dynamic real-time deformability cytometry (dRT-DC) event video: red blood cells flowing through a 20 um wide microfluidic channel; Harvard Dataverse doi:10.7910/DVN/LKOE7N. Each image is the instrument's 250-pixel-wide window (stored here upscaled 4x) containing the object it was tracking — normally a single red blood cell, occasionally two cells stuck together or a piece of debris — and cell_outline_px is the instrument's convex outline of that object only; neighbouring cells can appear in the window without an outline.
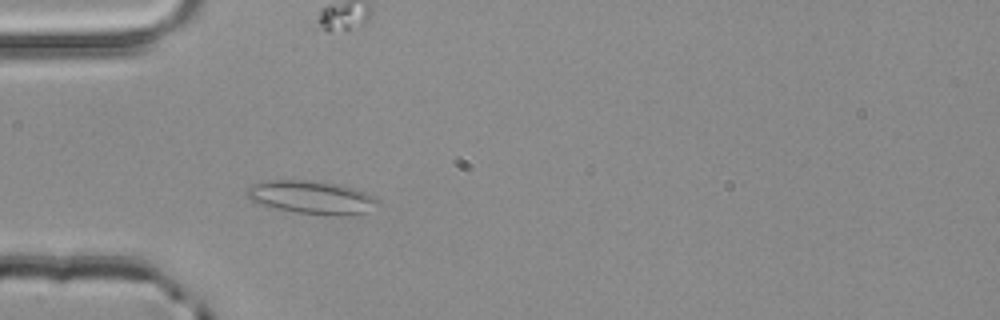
{"species": "common noctule bat (a hibernating species)", "species_latin": "Nyctalus noctula", "temperature_condition": "room temperature", "stored_images_in_passage": 2, "camera_frame_rate_fps": 3000, "um_per_image_px": 0.085, "animal": {"sex": "male", "body_mass_g": 20.4}, "frame": {"image": 1, "passage_image": 2, "time_ms": 0.333, "image_size_px": [1000, 320], "cell_outline_px": [[380, 204], [364, 212], [344, 216], [336, 216], [296, 212], [276, 208], [260, 204], [252, 200], [248, 196], [248, 188], [256, 184], [268, 180], [308, 180], [340, 184], [364, 192], [380, 200]], "centroid_in_image_um": [26.54, 16.78], "position_along_channel_um": 58.5, "area_um2": 24.97}}